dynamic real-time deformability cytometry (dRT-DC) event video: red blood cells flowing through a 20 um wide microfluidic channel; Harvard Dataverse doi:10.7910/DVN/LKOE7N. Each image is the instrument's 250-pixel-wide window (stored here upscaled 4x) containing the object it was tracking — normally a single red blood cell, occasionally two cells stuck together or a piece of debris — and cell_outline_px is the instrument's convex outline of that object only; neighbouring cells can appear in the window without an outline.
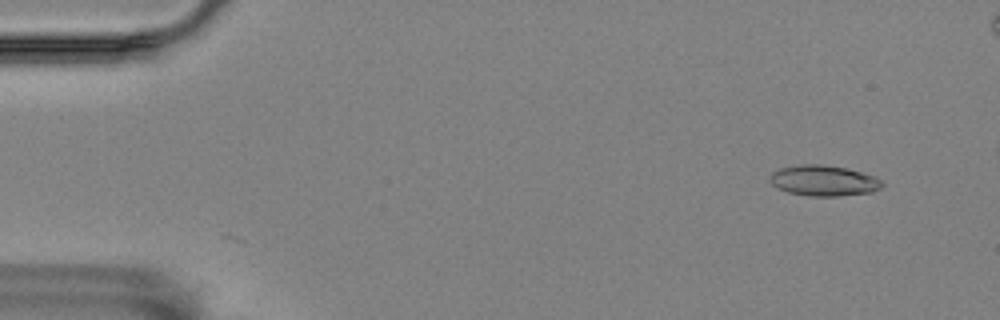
{"species": "Egyptian fruit bat (a non-hibernating species)", "species_latin": "Rousettus aegyptiacus", "temperature_condition": "room temperature", "stored_images_in_passage": 2, "camera_frame_rate_fps": 3000, "um_per_image_px": 0.085, "animal": {"sex": "female"}, "frame": {"image": 1, "passage_image": 2, "time_ms": 0.333, "image_size_px": [1000, 320], "cell_outline_px": [[884, 184], [880, 188], [872, 192], [840, 196], [808, 196], [788, 192], [776, 188], [768, 180], [772, 172], [780, 168], [800, 164], [820, 164], [848, 168], [872, 176], [880, 180]], "centroid_in_image_um": [69.97, 15.35], "position_along_channel_um": 15.0, "area_um2": 20.11}}